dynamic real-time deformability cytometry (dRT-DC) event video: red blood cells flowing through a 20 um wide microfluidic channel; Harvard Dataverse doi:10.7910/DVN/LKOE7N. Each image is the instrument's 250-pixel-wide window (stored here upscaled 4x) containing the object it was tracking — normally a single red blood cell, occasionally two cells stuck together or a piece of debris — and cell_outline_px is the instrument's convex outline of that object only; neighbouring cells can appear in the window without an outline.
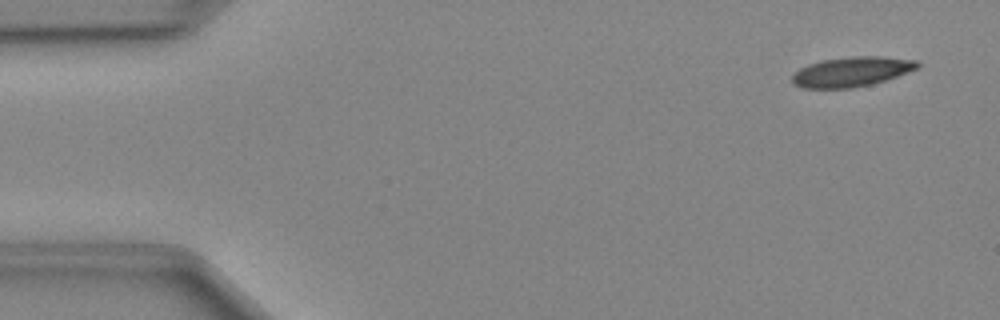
{"species": "Egyptian fruit bat (a non-hibernating species)", "species_latin": "Rousettus aegyptiacus", "temperature_condition": "cold", "stored_images_in_passage": 48, "camera_frame_rate_fps": 3000, "um_per_image_px": 0.085, "animal": {"sex": "female"}, "frame": {"image": 1, "passage_image": 3, "time_ms": 0.667, "image_size_px": [1000, 320], "cell_outline_px": [[920, 64], [916, 68], [896, 76], [872, 84], [852, 88], [804, 88], [792, 84], [792, 76], [800, 68], [808, 64], [820, 60], [852, 56], [880, 56], [916, 60]], "centroid_in_image_um": [72.34, 6.09], "position_along_channel_um": 12.7, "area_um2": 21.62}}
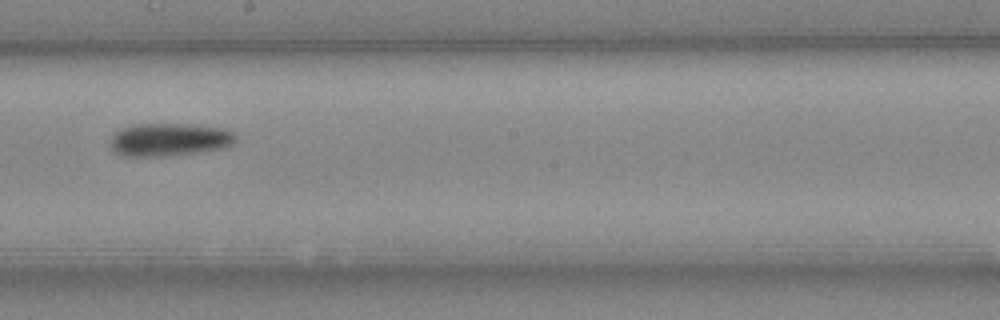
{"frame": {"image": 2, "passage_image": 27, "time_ms": 8.667, "image_size_px": [1000, 320], "cell_outline_px": [[236, 140], [232, 144], [224, 148], [200, 152], [172, 156], [120, 156], [112, 152], [108, 140], [120, 128], [136, 124], [184, 124], [228, 128], [236, 132]], "centroid_in_image_um": [14.38, 11.87], "position_along_channel_um": 233.8, "area_um2": 24.68}}
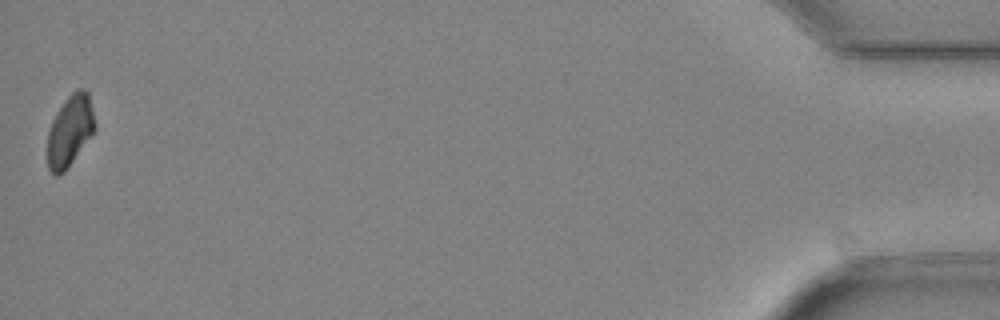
{"frame": {"image": 3, "passage_image": 48, "time_ms": 15.667, "image_size_px": [1000, 320], "cell_outline_px": [[96, 128], [64, 172], [60, 176], [56, 176], [48, 168], [48, 128], [56, 112], [68, 96], [76, 88], [84, 88], [88, 92], [96, 124]], "centroid_in_image_um": [5.94, 11.09], "position_along_channel_um": 429.3, "area_um2": 19.54}}